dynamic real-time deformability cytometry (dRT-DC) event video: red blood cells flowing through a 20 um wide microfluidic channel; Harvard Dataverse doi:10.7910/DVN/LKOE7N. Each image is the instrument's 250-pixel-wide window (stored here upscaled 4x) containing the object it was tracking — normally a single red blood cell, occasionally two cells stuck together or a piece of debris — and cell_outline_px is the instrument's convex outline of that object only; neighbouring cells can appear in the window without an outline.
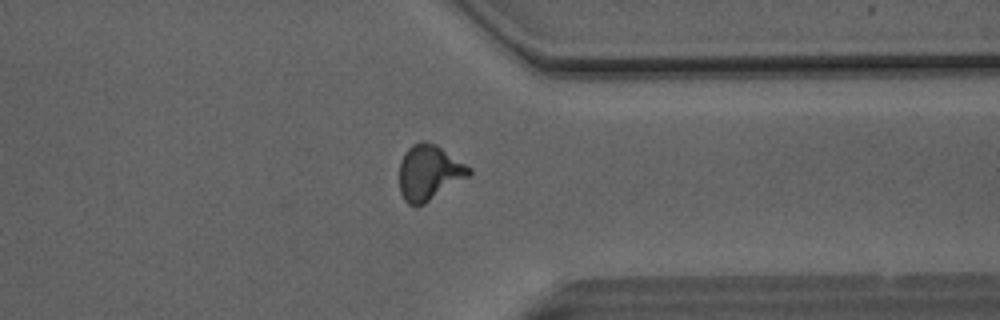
{"species": "Egyptian fruit bat (a non-hibernating species)", "species_latin": "Rousettus aegyptiacus", "temperature_condition": "room temperature", "stored_images_in_passage": 46, "camera_frame_rate_fps": 3000, "um_per_image_px": 0.085, "animal": {"sex": "male"}, "frame": {"image": 1, "passage_image": 35, "time_ms": 11.333, "image_size_px": [1000, 320], "cell_outline_px": [[472, 172], [468, 176], [424, 204], [416, 208], [408, 204], [404, 200], [400, 192], [400, 160], [404, 152], [412, 144], [420, 140], [424, 140], [436, 144], [472, 168]], "centroid_in_image_um": [36.45, 14.66], "position_along_channel_um": 375.0, "area_um2": 22.54}}
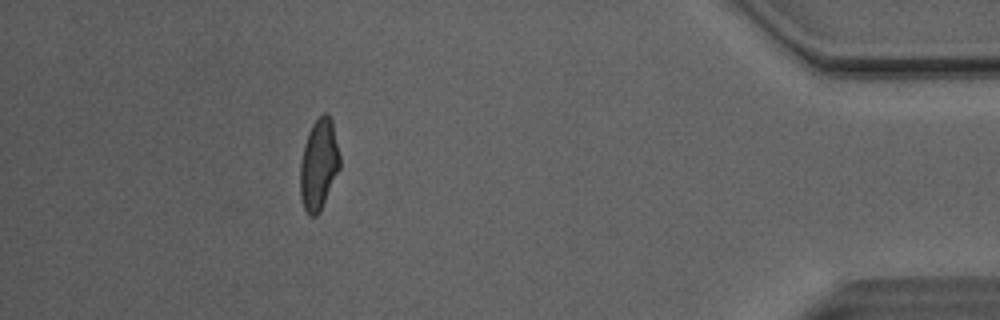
{"frame": {"image": 2, "passage_image": 41, "time_ms": 13.333, "image_size_px": [1000, 320], "cell_outline_px": [[340, 168], [320, 212], [316, 216], [308, 216], [304, 208], [300, 196], [300, 164], [304, 144], [308, 132], [312, 124], [324, 112], [328, 112], [332, 120], [340, 156]], "centroid_in_image_um": [27.09, 13.98], "position_along_channel_um": 408.1, "area_um2": 21.15}, "authors_computed_cell_mechanics": {"area_um2": 21.5016, "velocity_mm_per_s": 4.1319, "shape_relaxation_time_tau1_ms": 6.3232, "shape_relaxation_time_tau2_ms": 1.2114, "deformation_change_tau1": 0.1839, "deformation_change_tau2": 0.0833}}